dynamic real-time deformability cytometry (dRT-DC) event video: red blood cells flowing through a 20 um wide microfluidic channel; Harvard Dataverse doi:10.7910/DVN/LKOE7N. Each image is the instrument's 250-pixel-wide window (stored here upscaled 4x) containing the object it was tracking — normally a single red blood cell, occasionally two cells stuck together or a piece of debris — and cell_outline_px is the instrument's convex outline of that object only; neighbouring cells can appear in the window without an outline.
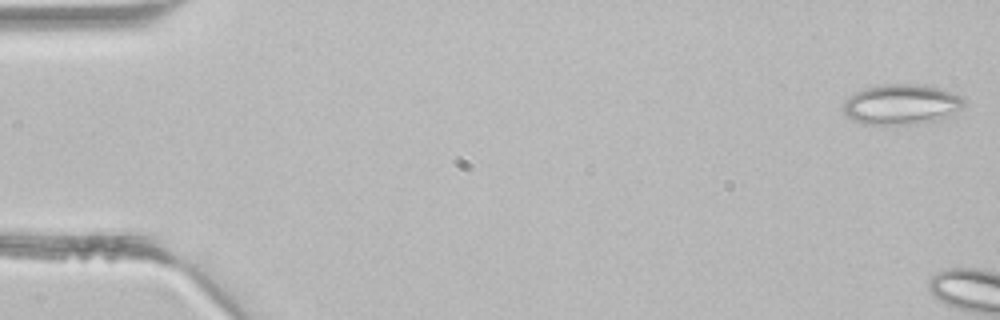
{"species": "common noctule bat (a hibernating species)", "species_latin": "Nyctalus noctula", "temperature_condition": "room temperature", "stored_images_in_passage": 4, "camera_frame_rate_fps": 3000, "um_per_image_px": 0.085, "animal": {"sex": "male", "body_mass_g": 21.5, "forearm_length_mm": 52.0}, "frame": {"image": 1, "passage_image": 1, "time_ms": 0.0, "image_size_px": [1000, 320], "cell_outline_px": [[964, 104], [960, 108], [948, 116], [940, 120], [916, 124], [860, 124], [844, 116], [844, 100], [848, 96], [864, 88], [880, 84], [924, 84], [940, 88], [960, 96], [964, 100]], "centroid_in_image_um": [76.57, 8.87], "position_along_channel_um": 8.4, "area_um2": 28.61}}